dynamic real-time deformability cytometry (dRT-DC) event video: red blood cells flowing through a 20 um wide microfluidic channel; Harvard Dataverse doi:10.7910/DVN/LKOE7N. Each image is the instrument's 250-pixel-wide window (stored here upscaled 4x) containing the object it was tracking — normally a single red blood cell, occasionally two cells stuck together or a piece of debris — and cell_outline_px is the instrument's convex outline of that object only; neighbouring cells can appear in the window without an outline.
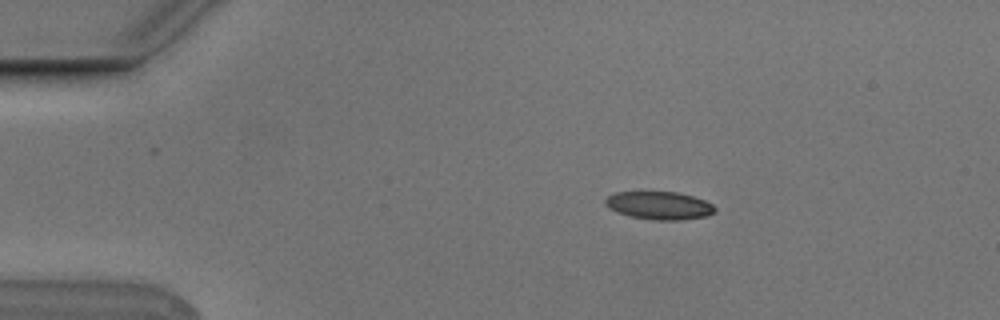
{"species": "Egyptian fruit bat (a non-hibernating species)", "species_latin": "Rousettus aegyptiacus", "temperature_condition": "cold", "stored_images_in_passage": 41, "camera_frame_rate_fps": 3000, "um_per_image_px": 0.085, "animal": {"sex": "male"}, "frame": {"image": 1, "passage_image": 1, "time_ms": 0.0, "image_size_px": [1000, 320], "cell_outline_px": [[716, 212], [708, 216], [680, 220], [656, 220], [632, 216], [616, 212], [608, 208], [604, 204], [604, 200], [608, 196], [616, 192], [676, 192], [692, 196], [704, 200], [712, 204], [716, 208]], "centroid_in_image_um": [56.04, 17.47], "position_along_channel_um": 29.0, "area_um2": 17.86}}
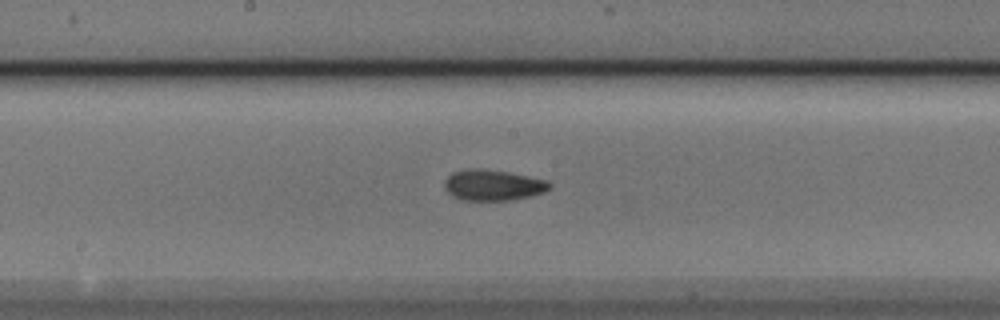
{"frame": {"image": 2, "passage_image": 20, "time_ms": 6.333, "image_size_px": [1000, 320], "cell_outline_px": [[552, 188], [544, 192], [512, 200], [460, 200], [452, 196], [444, 188], [444, 180], [452, 172], [464, 168], [480, 168], [508, 172], [548, 180], [552, 184]], "centroid_in_image_um": [41.88, 15.72], "position_along_channel_um": 206.3, "area_um2": 19.13}}
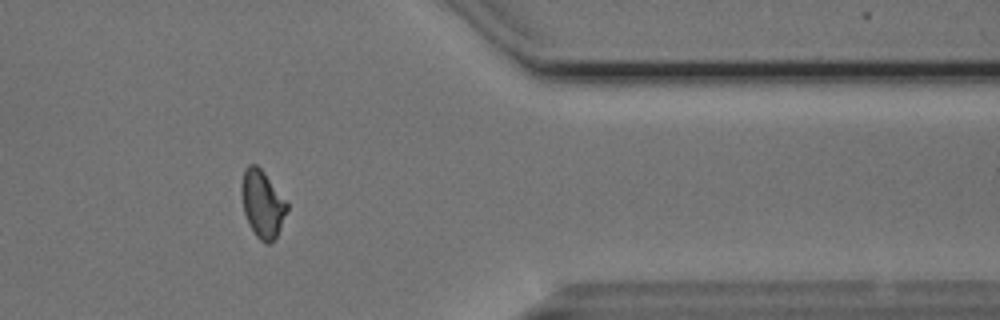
{"frame": {"image": 3, "passage_image": 36, "time_ms": 11.667, "image_size_px": [1000, 320], "cell_outline_px": [[288, 208], [280, 228], [272, 244], [264, 244], [256, 236], [248, 224], [244, 212], [240, 192], [240, 188], [244, 168], [248, 164], [256, 164], [264, 172], [288, 200]], "centroid_in_image_um": [22.3, 17.32], "position_along_channel_um": 389.1, "area_um2": 18.26}, "authors_computed_cell_mechanics": {"area_um2": 18.3226, "velocity_mm_per_s": 3.7674, "shape_relaxation_time_tau1_ms": 8.7505, "shape_relaxation_time_tau2_ms": 2.2315, "deformation_change_tau1": 0.1569, "deformation_change_tau2": 0.0773}}